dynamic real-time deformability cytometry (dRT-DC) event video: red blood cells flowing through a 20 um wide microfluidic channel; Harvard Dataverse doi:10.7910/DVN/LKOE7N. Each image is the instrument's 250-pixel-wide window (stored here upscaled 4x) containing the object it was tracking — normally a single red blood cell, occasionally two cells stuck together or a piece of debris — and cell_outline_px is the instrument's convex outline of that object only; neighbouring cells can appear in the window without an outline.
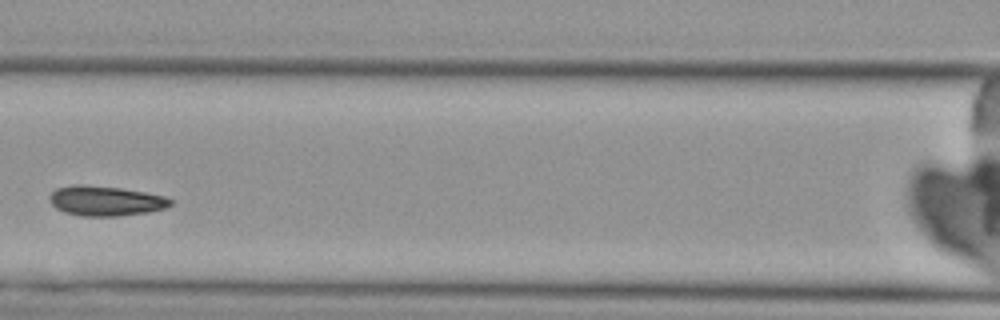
{"species": "Egyptian fruit bat (a non-hibernating species)", "species_latin": "Rousettus aegyptiacus", "temperature_condition": "cold", "stored_images_in_passage": 4, "camera_frame_rate_fps": 3000, "um_per_image_px": 0.085, "animal": {"sex": "female"}, "frame": {"image": 1, "passage_image": 3, "time_ms": 2.333, "image_size_px": [1000, 320], "cell_outline_px": [[176, 200], [172, 204], [164, 208], [148, 212], [116, 216], [84, 216], [64, 212], [56, 208], [48, 200], [48, 196], [56, 188], [72, 184], [84, 184], [120, 188], [144, 192], [164, 196]], "centroid_in_image_um": [8.95, 17.06], "position_along_channel_um": 157.6, "area_um2": 21.21}}
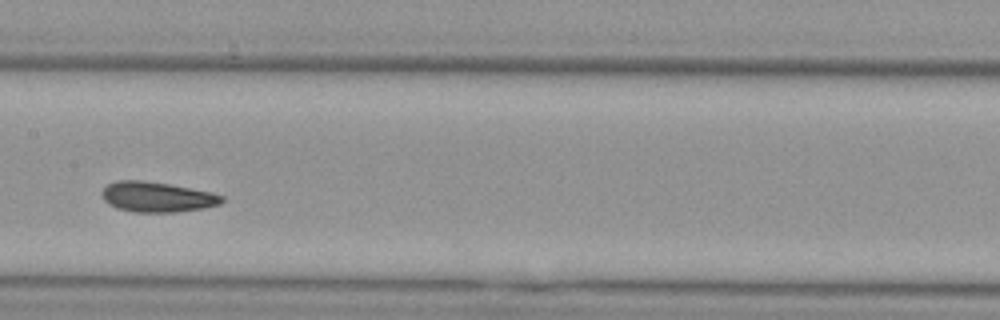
{"frame": {"image": 2, "passage_image": 4, "time_ms": 3.333, "image_size_px": [1000, 320], "cell_outline_px": [[224, 200], [220, 204], [204, 208], [176, 212], [132, 212], [116, 208], [108, 204], [104, 200], [100, 192], [108, 184], [116, 180], [140, 180], [168, 184], [212, 192], [224, 196]], "centroid_in_image_um": [13.33, 16.74], "position_along_channel_um": 194.1, "area_um2": 21.21}}